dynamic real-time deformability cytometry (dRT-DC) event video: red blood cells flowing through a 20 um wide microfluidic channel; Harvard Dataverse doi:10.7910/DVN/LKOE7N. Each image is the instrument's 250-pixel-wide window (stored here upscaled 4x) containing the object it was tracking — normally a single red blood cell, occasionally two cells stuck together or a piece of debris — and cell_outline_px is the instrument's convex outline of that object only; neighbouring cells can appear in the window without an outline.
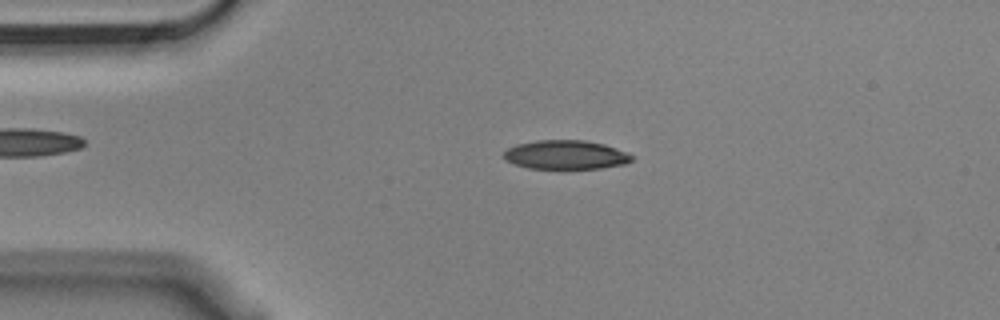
{"species": "Egyptian fruit bat (a non-hibernating species)", "species_latin": "Rousettus aegyptiacus", "temperature_condition": "cold", "stored_images_in_passage": 54, "camera_frame_rate_fps": 3000, "um_per_image_px": 0.085, "animal": {"sex": "male"}, "frame": {"image": 1, "passage_image": 11, "time_ms": 3.333, "image_size_px": [1000, 320], "cell_outline_px": [[632, 160], [624, 164], [600, 168], [564, 172], [528, 168], [504, 160], [504, 152], [508, 148], [516, 144], [536, 140], [584, 140], [604, 144], [628, 152], [632, 156]], "centroid_in_image_um": [48.07, 13.2], "position_along_channel_um": 36.9, "area_um2": 22.54}}
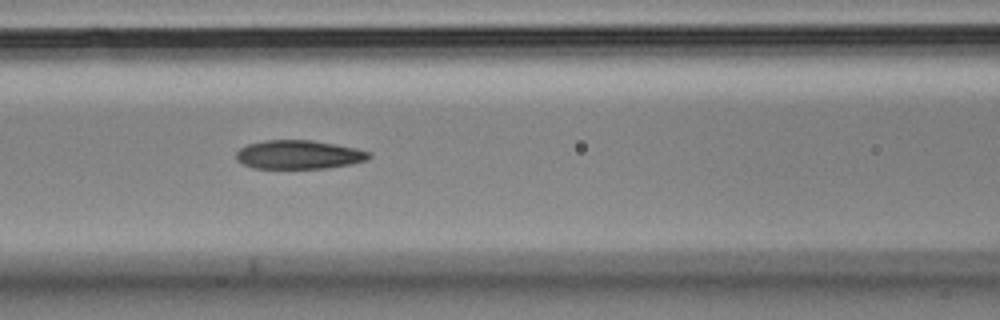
{"frame": {"image": 2, "passage_image": 22, "time_ms": 7.0, "image_size_px": [1000, 320], "cell_outline_px": [[372, 156], [368, 160], [352, 164], [324, 168], [252, 168], [236, 160], [236, 152], [240, 148], [248, 144], [264, 140], [312, 140], [336, 144], [356, 148], [368, 152]], "centroid_in_image_um": [25.4, 13.14], "position_along_channel_um": 141.2, "area_um2": 22.31}}
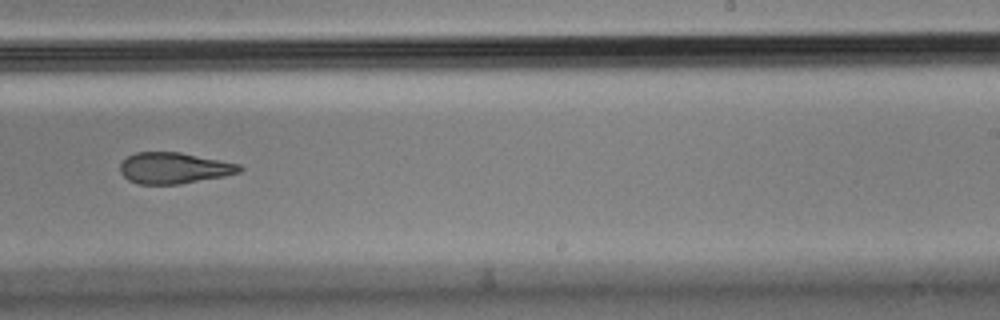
{"frame": {"image": 3, "passage_image": 33, "time_ms": 10.667, "image_size_px": [1000, 320], "cell_outline_px": [[244, 168], [240, 172], [224, 176], [180, 184], [140, 184], [128, 180], [120, 172], [120, 164], [128, 156], [136, 152], [180, 152], [240, 164]], "centroid_in_image_um": [14.79, 14.28], "position_along_channel_um": 274.2, "area_um2": 21.62}, "authors_computed_cell_mechanics": {"area_um2": 22.7154, "velocity_mm_per_s": 3.6342, "shape_relaxation_time_tau1_ms": 8.8701, "shape_relaxation_time_tau2_ms": 3.4509, "deformation_change_tau1": 0.1991, "deformation_change_tau2": 0.1156}}